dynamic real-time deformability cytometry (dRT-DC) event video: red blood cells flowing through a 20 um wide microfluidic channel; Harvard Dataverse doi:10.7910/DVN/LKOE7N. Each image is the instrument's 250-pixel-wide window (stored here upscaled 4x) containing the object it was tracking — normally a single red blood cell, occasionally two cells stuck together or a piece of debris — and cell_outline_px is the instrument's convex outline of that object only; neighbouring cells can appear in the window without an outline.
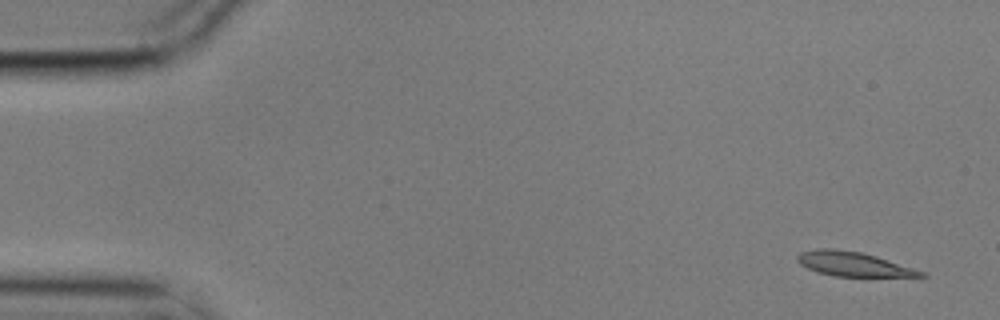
{"species": "common noctule bat (a hibernating species)", "species_latin": "Nyctalus noctula", "temperature_condition": "cold", "stored_images_in_passage": 6, "camera_frame_rate_fps": 3000, "um_per_image_px": 0.085, "animal": {"sex": "male", "body_mass_g": 17.9}, "frame": {"image": 1, "passage_image": 1, "time_ms": 0.0, "image_size_px": [1000, 320], "cell_outline_px": [[928, 276], [836, 276], [820, 272], [808, 268], [800, 264], [796, 260], [796, 256], [800, 252], [816, 248], [832, 248], [860, 252], [876, 256], [924, 272]], "centroid_in_image_um": [72.46, 22.42], "position_along_channel_um": 12.5, "area_um2": 17.17}}
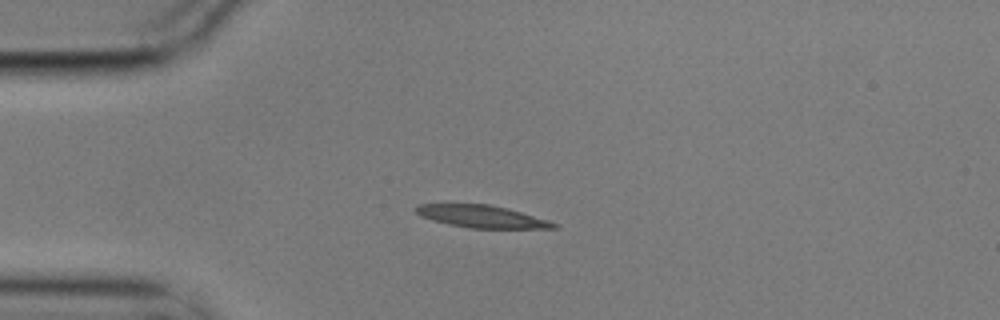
{"frame": {"image": 2, "passage_image": 4, "time_ms": 1.0, "image_size_px": [1000, 320], "cell_outline_px": [[560, 224], [556, 228], [468, 228], [448, 224], [432, 220], [420, 216], [412, 208], [416, 204], [488, 204], [508, 208], [548, 220]], "centroid_in_image_um": [40.91, 18.39], "position_along_channel_um": 44.1, "area_um2": 18.03}}
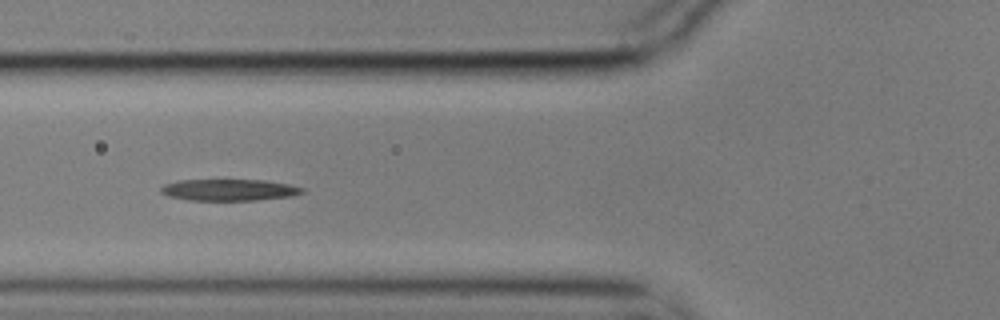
{"frame": {"image": 3, "passage_image": 6, "time_ms": 1.667, "image_size_px": [1000, 320], "cell_outline_px": [[304, 192], [292, 196], [256, 200], [188, 200], [168, 196], [160, 192], [160, 188], [164, 184], [180, 180], [264, 180], [288, 184], [304, 188]], "centroid_in_image_um": [19.46, 16.14], "position_along_channel_um": 106.3, "area_um2": 17.69}}